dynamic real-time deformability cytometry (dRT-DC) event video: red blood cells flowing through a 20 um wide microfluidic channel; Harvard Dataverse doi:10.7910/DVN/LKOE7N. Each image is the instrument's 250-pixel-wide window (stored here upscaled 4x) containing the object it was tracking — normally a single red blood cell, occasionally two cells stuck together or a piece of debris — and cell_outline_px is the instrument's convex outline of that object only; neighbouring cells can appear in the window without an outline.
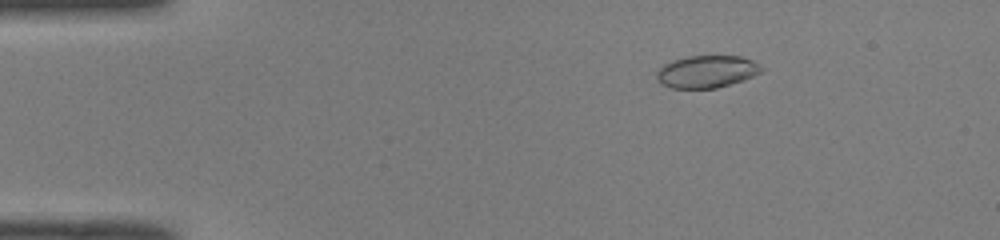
{"species": "common noctule bat (a hibernating species)", "species_latin": "Nyctalus noctula", "temperature_condition": "room temperature", "stored_images_in_passage": 50, "camera_frame_rate_fps": 3000, "um_per_image_px": 0.085, "animal": {"sex": "male", "body_mass_g": 19.0, "forearm_length_mm": 50.8}, "frame": {"image": 1, "passage_image": 8, "time_ms": 2.333, "image_size_px": [1000, 240], "cell_outline_px": [[764, 68], [760, 72], [744, 80], [716, 88], [672, 88], [660, 84], [656, 76], [656, 72], [664, 64], [672, 60], [688, 56], [740, 56], [752, 60], [760, 64]], "centroid_in_image_um": [60.06, 6.08], "position_along_channel_um": 24.9, "area_um2": 19.77}}
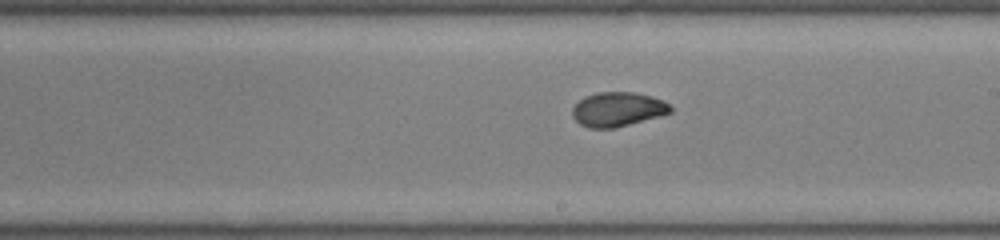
{"frame": {"image": 2, "passage_image": 29, "time_ms": 9.333, "image_size_px": [1000, 240], "cell_outline_px": [[672, 112], [660, 116], [612, 128], [588, 128], [580, 124], [572, 116], [572, 108], [584, 96], [596, 92], [632, 92], [652, 96], [664, 100], [672, 108]], "centroid_in_image_um": [52.5, 9.28], "position_along_channel_um": 236.5, "area_um2": 19.59}}
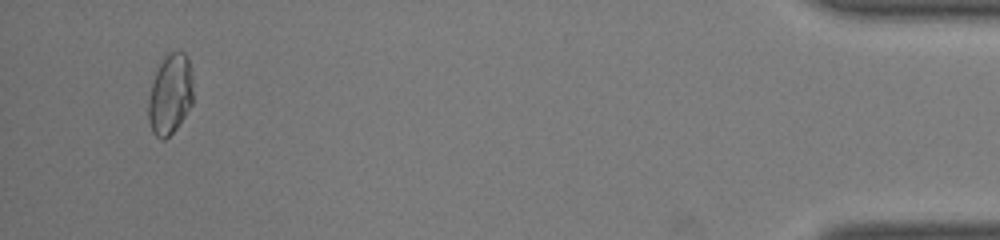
{"frame": {"image": 3, "passage_image": 48, "time_ms": 15.667, "image_size_px": [1000, 240], "cell_outline_px": [[192, 104], [176, 128], [164, 140], [160, 140], [152, 132], [148, 120], [148, 96], [152, 80], [164, 56], [168, 52], [184, 52], [188, 56], [192, 88]], "centroid_in_image_um": [14.43, 8.03], "position_along_channel_um": 420.8, "area_um2": 20.92}, "authors_computed_cell_mechanics": {"area_um2": 20.23, "velocity_mm_per_s": 4.0922, "shape_relaxation_time_tau1_ms": 5.5142, "shape_relaxation_time_tau2_ms": 1.164, "deformation_change_tau1": 0.1984, "deformation_change_tau2": 0.047}}